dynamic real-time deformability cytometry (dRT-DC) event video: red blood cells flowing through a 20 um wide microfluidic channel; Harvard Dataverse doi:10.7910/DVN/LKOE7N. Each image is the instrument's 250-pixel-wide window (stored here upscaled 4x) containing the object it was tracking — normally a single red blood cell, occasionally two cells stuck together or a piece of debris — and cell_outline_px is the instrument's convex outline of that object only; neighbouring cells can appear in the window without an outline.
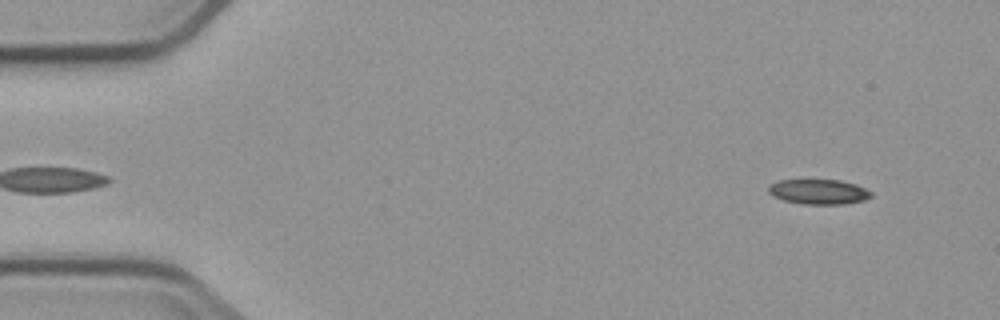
{"species": "common noctule bat (a hibernating species)", "species_latin": "Nyctalus noctula", "temperature_condition": "cold", "stored_images_in_passage": 2, "camera_frame_rate_fps": 3000, "um_per_image_px": 0.085, "animal": {"sex": "male", "body_mass_g": 23.1, "forearm_length_mm": 52.7}, "frame": {"image": 1, "passage_image": 2, "time_ms": 1.333, "image_size_px": [1000, 320], "cell_outline_px": [[872, 196], [864, 200], [844, 204], [800, 204], [784, 200], [772, 196], [768, 192], [768, 188], [776, 180], [840, 180], [856, 184], [872, 192]], "centroid_in_image_um": [69.58, 16.3], "position_along_channel_um": 15.4, "area_um2": 14.97}}